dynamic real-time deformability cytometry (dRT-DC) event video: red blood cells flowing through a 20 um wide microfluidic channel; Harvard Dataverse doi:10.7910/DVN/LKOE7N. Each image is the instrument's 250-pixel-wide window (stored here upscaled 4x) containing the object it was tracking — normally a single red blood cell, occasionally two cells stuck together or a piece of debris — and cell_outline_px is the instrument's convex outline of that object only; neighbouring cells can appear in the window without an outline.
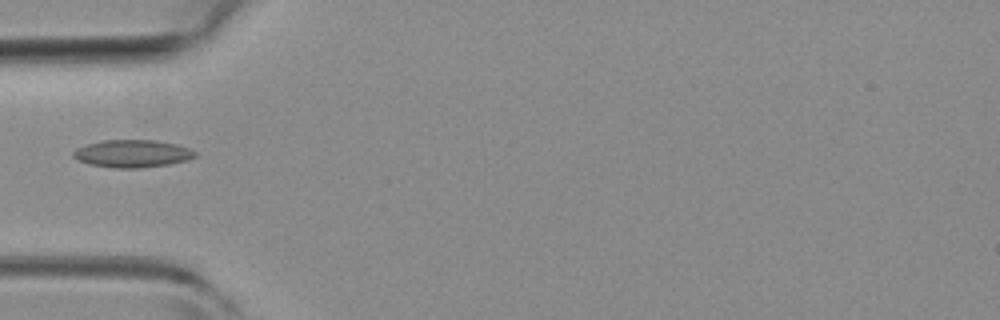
{"species": "common noctule bat (a hibernating species)", "species_latin": "Nyctalus noctula", "temperature_condition": "room temperature", "stored_images_in_passage": 5, "camera_frame_rate_fps": 3000, "um_per_image_px": 0.085, "animal": {"sex": "female", "body_mass_g": 19.3, "forearm_length_mm": 54.1}, "frame": {"image": 1, "passage_image": 5, "time_ms": 1.333, "image_size_px": [1000, 320], "cell_outline_px": [[196, 156], [188, 160], [168, 164], [140, 168], [112, 168], [88, 164], [76, 160], [72, 156], [72, 152], [76, 148], [84, 144], [104, 140], [156, 140], [176, 144], [188, 148], [196, 152]], "centroid_in_image_um": [11.2, 13.06], "position_along_channel_um": 73.8, "area_um2": 19.77}}